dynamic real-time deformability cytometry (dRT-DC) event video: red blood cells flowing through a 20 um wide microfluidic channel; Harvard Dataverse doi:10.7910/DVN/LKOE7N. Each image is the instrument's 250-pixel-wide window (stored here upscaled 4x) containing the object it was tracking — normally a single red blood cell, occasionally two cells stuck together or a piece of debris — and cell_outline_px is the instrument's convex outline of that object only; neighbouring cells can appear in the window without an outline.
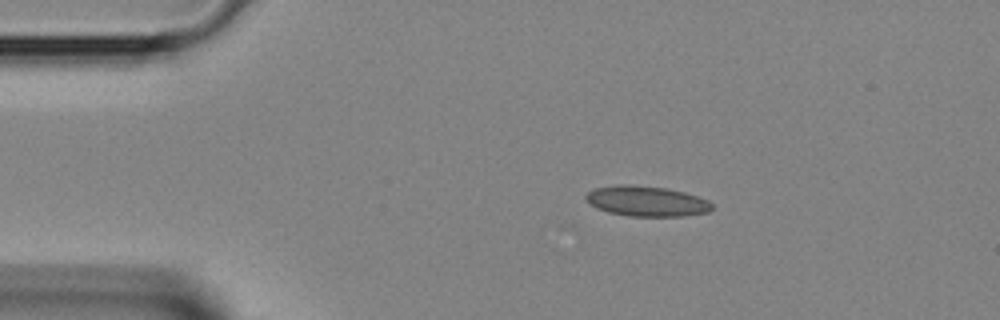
{"species": "Egyptian fruit bat (a non-hibernating species)", "species_latin": "Rousettus aegyptiacus", "temperature_condition": "room temperature", "stored_images_in_passage": 2, "camera_frame_rate_fps": 3000, "um_per_image_px": 0.085, "animal": {"sex": "female"}, "frame": {"image": 1, "passage_image": 2, "time_ms": 0.333, "image_size_px": [1000, 320], "cell_outline_px": [[712, 208], [708, 212], [684, 216], [628, 216], [608, 212], [596, 208], [588, 204], [584, 200], [584, 196], [588, 192], [596, 188], [616, 184], [628, 184], [664, 188], [684, 192], [708, 200], [712, 204]], "centroid_in_image_um": [54.9, 17.1], "position_along_channel_um": 30.1, "area_um2": 22.37}}